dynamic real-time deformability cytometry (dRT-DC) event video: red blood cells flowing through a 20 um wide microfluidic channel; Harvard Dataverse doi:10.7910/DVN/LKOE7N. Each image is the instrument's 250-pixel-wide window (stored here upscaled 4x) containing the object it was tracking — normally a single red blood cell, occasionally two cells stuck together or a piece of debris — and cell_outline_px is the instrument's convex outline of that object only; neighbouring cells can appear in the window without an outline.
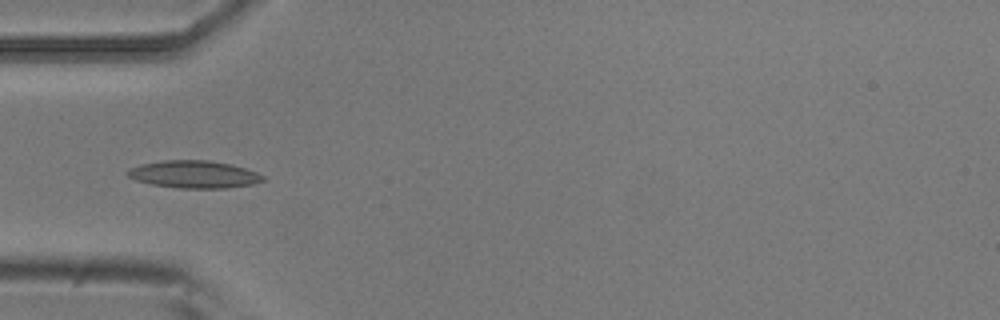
{"species": "common noctule bat (a hibernating species)", "species_latin": "Nyctalus noctula", "temperature_condition": "room temperature", "stored_images_in_passage": 4, "camera_frame_rate_fps": 3000, "um_per_image_px": 0.085, "animal": {"sex": "male", "body_mass_g": 20.5, "forearm_length_mm": 52.5}, "frame": {"image": 1, "passage_image": 4, "time_ms": 1.0, "image_size_px": [1000, 320], "cell_outline_px": [[264, 180], [252, 184], [224, 188], [176, 188], [152, 184], [136, 180], [128, 176], [124, 172], [128, 168], [140, 164], [164, 160], [208, 160], [232, 164], [256, 172], [264, 176]], "centroid_in_image_um": [16.44, 14.81], "position_along_channel_um": 68.6, "area_um2": 21.68}}